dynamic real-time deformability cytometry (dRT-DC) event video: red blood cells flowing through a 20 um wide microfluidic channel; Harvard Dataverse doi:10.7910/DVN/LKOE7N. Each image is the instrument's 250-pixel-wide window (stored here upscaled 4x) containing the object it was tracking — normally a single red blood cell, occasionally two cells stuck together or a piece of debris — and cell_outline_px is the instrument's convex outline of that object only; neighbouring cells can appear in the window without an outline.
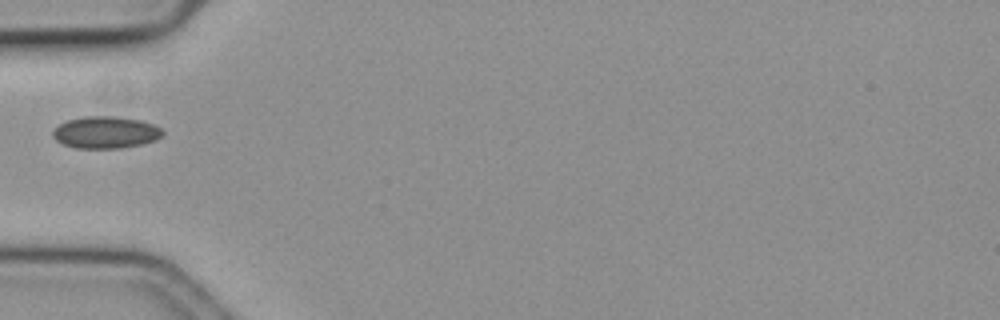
{"species": "common noctule bat (a hibernating species)", "species_latin": "Nyctalus noctula", "temperature_condition": "cold", "stored_images_in_passage": 36, "camera_frame_rate_fps": 3000, "um_per_image_px": 0.085, "animal": {"sex": "female", "body_mass_g": 19.3, "forearm_length_mm": 54.1}, "frame": {"image": 1, "passage_image": 1, "time_ms": 0.0, "image_size_px": [1000, 320], "cell_outline_px": [[164, 136], [156, 140], [140, 144], [120, 148], [76, 148], [64, 144], [56, 140], [52, 136], [52, 132], [60, 124], [68, 120], [84, 116], [116, 116], [140, 120], [152, 124], [160, 128], [164, 132]], "centroid_in_image_um": [8.99, 11.25], "position_along_channel_um": 76.0, "area_um2": 20.4}}
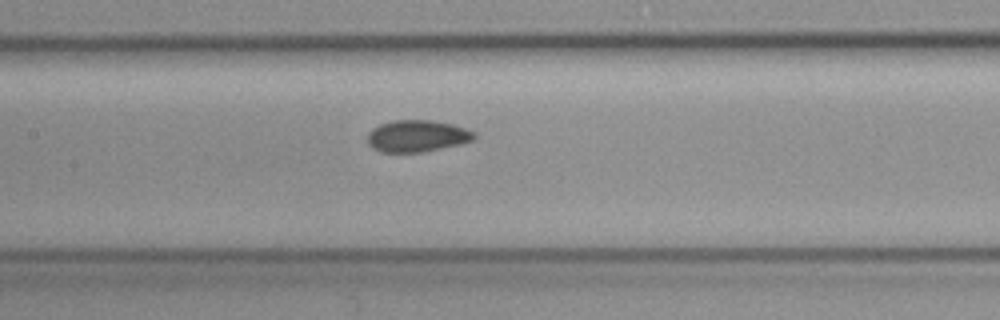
{"frame": {"image": 2, "passage_image": 9, "time_ms": 2.667, "image_size_px": [1000, 320], "cell_outline_px": [[476, 136], [472, 140], [460, 144], [420, 152], [384, 152], [372, 148], [368, 144], [368, 132], [372, 128], [380, 124], [392, 120], [432, 120], [452, 124], [476, 132]], "centroid_in_image_um": [35.43, 11.55], "position_along_channel_um": 172.0, "area_um2": 19.71}}
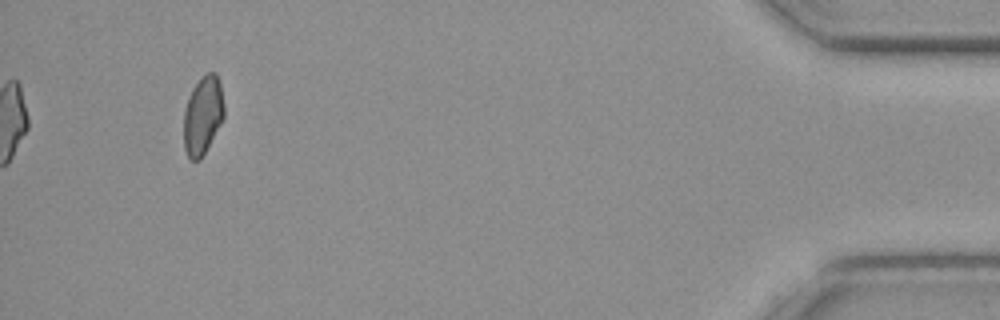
{"frame": {"image": 3, "passage_image": 36, "time_ms": 11.667, "image_size_px": [1000, 320], "cell_outline_px": [[224, 116], [200, 160], [192, 160], [188, 156], [184, 148], [184, 108], [188, 96], [192, 88], [208, 72], [216, 72], [220, 80], [224, 104]], "centroid_in_image_um": [17.23, 9.77], "position_along_channel_um": 418.0, "area_um2": 18.26}}